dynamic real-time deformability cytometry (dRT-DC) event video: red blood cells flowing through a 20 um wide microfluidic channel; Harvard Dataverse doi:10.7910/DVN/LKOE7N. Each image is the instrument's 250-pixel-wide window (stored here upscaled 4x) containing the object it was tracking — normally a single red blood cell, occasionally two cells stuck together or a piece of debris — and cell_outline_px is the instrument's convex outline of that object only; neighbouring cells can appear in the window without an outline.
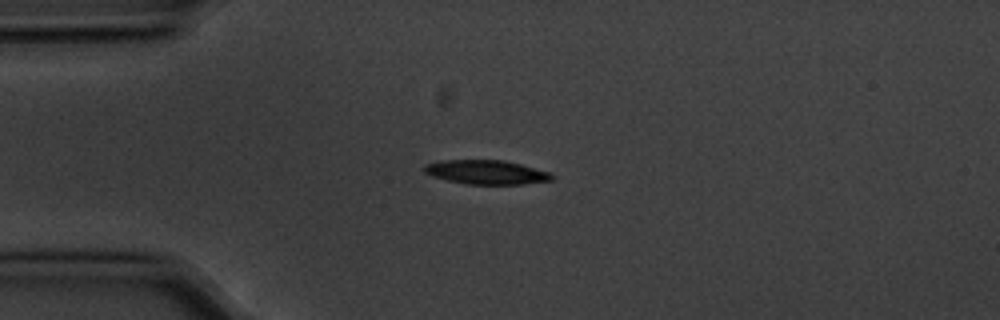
{"species": "common noctule bat (a hibernating species)", "species_latin": "Nyctalus noctula", "temperature_condition": "cold", "stored_images_in_passage": 14, "camera_frame_rate_fps": 3000, "um_per_image_px": 0.085, "animal": {"sex": "male", "body_mass_g": 20.1, "forearm_length_mm": 53.5}, "frame": {"image": 1, "passage_image": 3, "time_ms": 0.667, "image_size_px": [1000, 320], "cell_outline_px": [[556, 176], [552, 180], [524, 184], [468, 184], [448, 180], [432, 176], [424, 172], [424, 164], [444, 160], [504, 160], [552, 172]], "centroid_in_image_um": [41.39, 14.63], "position_along_channel_um": 43.6, "area_um2": 17.98}}
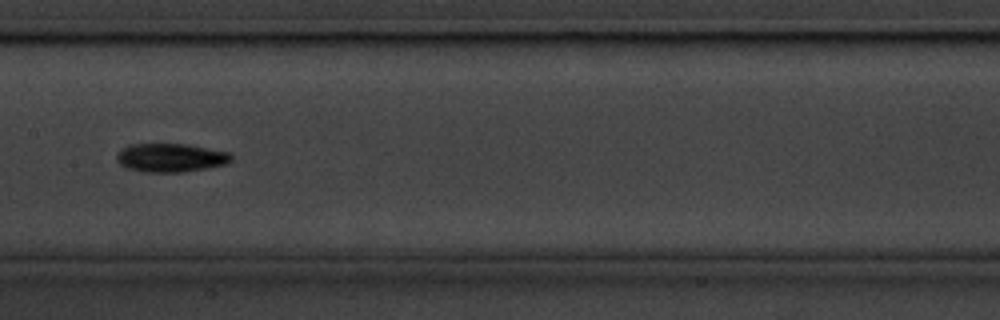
{"frame": {"image": 2, "passage_image": 7, "time_ms": 2.0, "image_size_px": [1000, 320], "cell_outline_px": [[232, 160], [224, 164], [208, 168], [184, 172], [144, 172], [128, 168], [120, 164], [116, 160], [116, 156], [124, 148], [132, 144], [188, 144], [228, 152], [232, 156]], "centroid_in_image_um": [14.52, 13.41], "position_along_channel_um": 192.9, "area_um2": 18.96}}
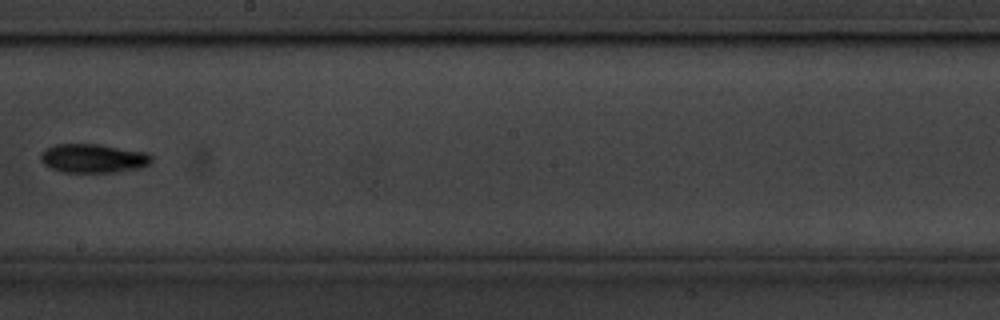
{"frame": {"image": 3, "passage_image": 8, "time_ms": 2.333, "image_size_px": [1000, 320], "cell_outline_px": [[152, 160], [148, 164], [140, 168], [116, 172], [60, 172], [44, 164], [40, 160], [40, 152], [44, 148], [56, 144], [96, 144], [148, 152], [152, 156]], "centroid_in_image_um": [7.9, 13.45], "position_along_channel_um": 240.3, "area_um2": 18.79}}